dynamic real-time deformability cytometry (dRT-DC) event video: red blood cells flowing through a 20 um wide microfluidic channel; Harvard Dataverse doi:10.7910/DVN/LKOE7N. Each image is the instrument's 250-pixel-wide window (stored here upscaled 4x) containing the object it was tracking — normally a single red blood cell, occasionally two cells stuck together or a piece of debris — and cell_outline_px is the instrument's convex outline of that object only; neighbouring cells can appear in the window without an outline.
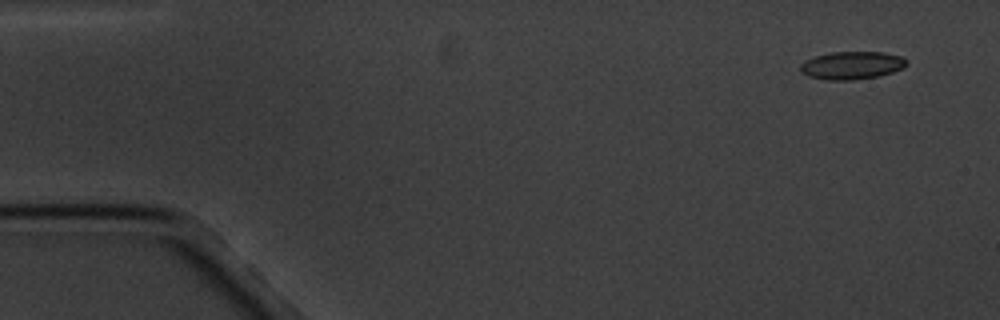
{"species": "common noctule bat (a hibernating species)", "species_latin": "Nyctalus noctula", "temperature_condition": "cold", "stored_images_in_passage": 3, "camera_frame_rate_fps": 3000, "um_per_image_px": 0.085, "animal": {"sex": "male", "body_mass_g": 20.1, "forearm_length_mm": 53.5}, "frame": {"image": 1, "passage_image": 1, "time_ms": 0.0, "image_size_px": [1000, 320], "cell_outline_px": [[908, 64], [904, 68], [892, 72], [876, 76], [852, 80], [824, 80], [808, 76], [800, 72], [800, 64], [804, 60], [816, 56], [832, 52], [884, 52], [904, 56], [908, 60]], "centroid_in_image_um": [72.42, 5.55], "position_along_channel_um": 12.6, "area_um2": 17.46}}